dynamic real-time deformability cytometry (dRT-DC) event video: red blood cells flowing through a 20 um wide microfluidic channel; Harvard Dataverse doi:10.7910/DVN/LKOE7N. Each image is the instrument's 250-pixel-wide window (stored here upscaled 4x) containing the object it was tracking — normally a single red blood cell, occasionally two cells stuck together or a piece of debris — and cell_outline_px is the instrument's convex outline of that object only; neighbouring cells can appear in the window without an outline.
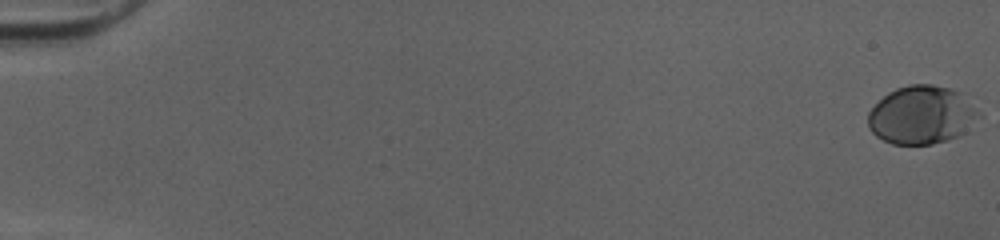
{"species": "human", "species_latin": "Homo sapiens", "temperature_condition": "cold", "stored_images_in_passage": 53, "camera_frame_rate_fps": 3000, "um_per_image_px": 0.085, "donor": {"sex": "female"}, "frame": {"image": 1, "passage_image": 1, "time_ms": 0.0, "image_size_px": [1000, 240], "cell_outline_px": [[984, 116], [964, 132], [948, 140], [932, 144], [892, 144], [876, 136], [868, 128], [868, 112], [888, 92], [896, 88], [908, 84], [932, 84], [952, 88], [960, 92]], "centroid_in_image_um": [78.36, 9.77], "position_along_channel_um": 6.6, "area_um2": 37.86}}
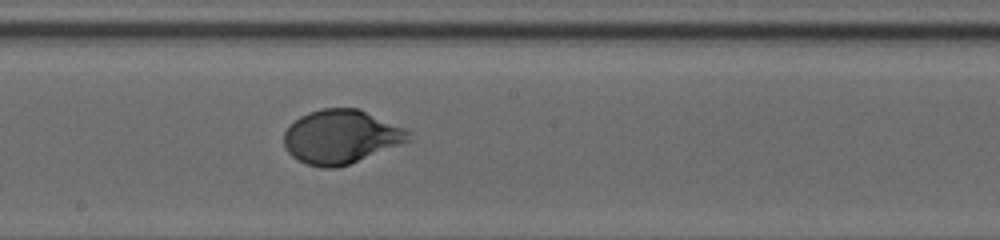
{"frame": {"image": 2, "passage_image": 31, "time_ms": 10.0, "image_size_px": [1000, 240], "cell_outline_px": [[412, 140], [348, 164], [336, 168], [320, 168], [308, 164], [292, 156], [288, 152], [284, 144], [284, 132], [300, 116], [308, 112], [320, 108], [360, 108], [404, 128], [408, 132]], "centroid_in_image_um": [28.98, 11.61], "position_along_channel_um": 219.2, "area_um2": 38.84}}
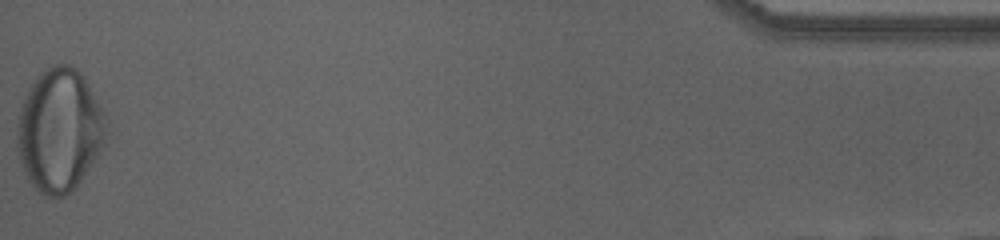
{"frame": {"image": 3, "passage_image": 53, "time_ms": 17.333, "image_size_px": [1000, 240], "cell_outline_px": [[108, 120], [104, 144], [76, 188], [72, 192], [64, 196], [44, 196], [28, 180], [24, 172], [16, 148], [16, 128], [24, 100], [36, 76], [40, 72], [52, 64], [68, 64], [76, 68], [84, 76]], "centroid_in_image_um": [5.06, 11.07], "position_along_channel_um": 430.1, "area_um2": 63.87}, "authors_computed_cell_mechanics": {"area_um2": 37.9746, "velocity_mm_per_s": 4.0294, "shape_relaxation_time_tau1_ms": 3.4597, "shape_relaxation_time_tau2_ms": null, "deformation_change_tau1": 0.1703, "deformation_change_tau2": null}}